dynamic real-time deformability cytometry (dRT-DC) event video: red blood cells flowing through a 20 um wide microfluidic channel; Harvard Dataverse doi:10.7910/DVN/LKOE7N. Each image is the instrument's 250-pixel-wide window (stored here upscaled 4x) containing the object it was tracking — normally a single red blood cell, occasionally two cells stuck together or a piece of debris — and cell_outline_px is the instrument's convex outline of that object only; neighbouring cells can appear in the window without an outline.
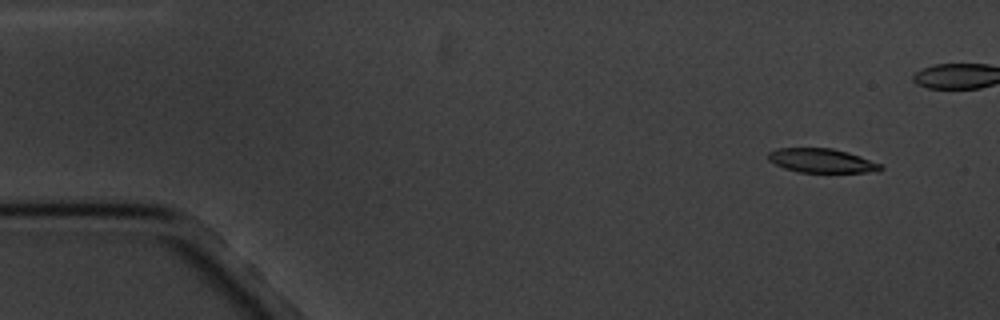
{"species": "common noctule bat (a hibernating species)", "species_latin": "Nyctalus noctula", "temperature_condition": "cold", "stored_images_in_passage": 11, "camera_frame_rate_fps": 3000, "um_per_image_px": 0.085, "animal": {"sex": "male", "body_mass_g": 20.1, "forearm_length_mm": 53.5}, "frame": {"image": 1, "passage_image": 1, "time_ms": 0.0, "image_size_px": [1000, 320], "cell_outline_px": [[884, 168], [880, 172], [796, 172], [784, 168], [768, 160], [768, 152], [776, 148], [832, 148], [848, 152], [860, 156], [880, 164]], "centroid_in_image_um": [69.84, 13.66], "position_along_channel_um": 15.2, "area_um2": 15.84}}
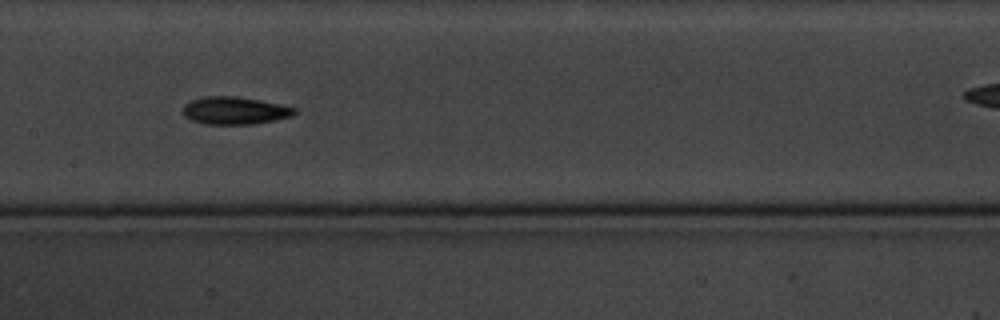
{"frame": {"image": 2, "passage_image": 8, "time_ms": 8.0, "image_size_px": [1000, 320], "cell_outline_px": [[296, 112], [292, 116], [276, 120], [252, 124], [204, 124], [192, 120], [184, 116], [184, 104], [192, 100], [204, 96], [236, 96], [296, 108]], "centroid_in_image_um": [19.93, 9.41], "position_along_channel_um": 187.5, "area_um2": 17.69}}
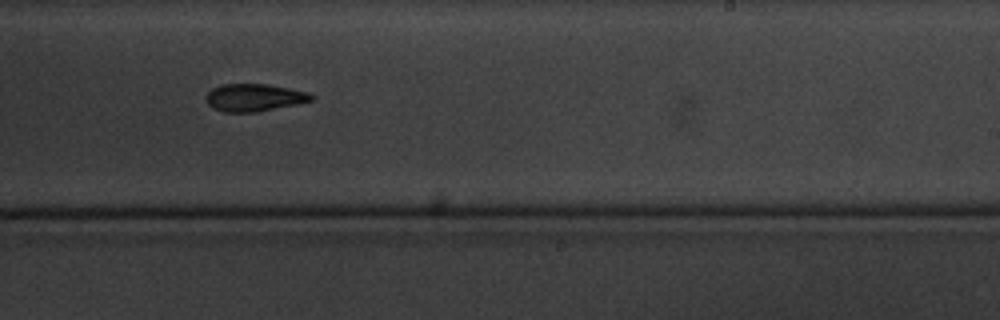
{"frame": {"image": 3, "passage_image": 11, "time_ms": 12.333, "image_size_px": [1000, 320], "cell_outline_px": [[312, 100], [296, 104], [256, 112], [224, 112], [212, 108], [204, 100], [204, 96], [212, 88], [220, 84], [268, 84], [308, 92], [312, 96]], "centroid_in_image_um": [21.52, 8.29], "position_along_channel_um": 267.5, "area_um2": 16.88}}